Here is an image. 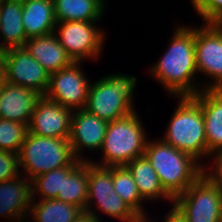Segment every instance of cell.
<instances>
[{
	"label": "cell",
	"mask_w": 222,
	"mask_h": 222,
	"mask_svg": "<svg viewBox=\"0 0 222 222\" xmlns=\"http://www.w3.org/2000/svg\"><path fill=\"white\" fill-rule=\"evenodd\" d=\"M214 154V155H213ZM210 156H214L212 158H214V168L212 167L211 170H213L212 172L210 171L207 173V167L203 166V173L214 183L218 186V188L220 189V191L222 192V149L215 151L212 153V155Z\"/></svg>",
	"instance_id": "obj_30"
},
{
	"label": "cell",
	"mask_w": 222,
	"mask_h": 222,
	"mask_svg": "<svg viewBox=\"0 0 222 222\" xmlns=\"http://www.w3.org/2000/svg\"><path fill=\"white\" fill-rule=\"evenodd\" d=\"M179 99L162 140L199 162L211 155L207 150L203 112L193 97Z\"/></svg>",
	"instance_id": "obj_3"
},
{
	"label": "cell",
	"mask_w": 222,
	"mask_h": 222,
	"mask_svg": "<svg viewBox=\"0 0 222 222\" xmlns=\"http://www.w3.org/2000/svg\"><path fill=\"white\" fill-rule=\"evenodd\" d=\"M167 51L150 70L163 87L178 97H193L203 88L194 84L197 73L195 58V29L175 28ZM193 79V80H192Z\"/></svg>",
	"instance_id": "obj_1"
},
{
	"label": "cell",
	"mask_w": 222,
	"mask_h": 222,
	"mask_svg": "<svg viewBox=\"0 0 222 222\" xmlns=\"http://www.w3.org/2000/svg\"><path fill=\"white\" fill-rule=\"evenodd\" d=\"M3 80H4L3 61H2V56L0 54V86H1V83L3 82Z\"/></svg>",
	"instance_id": "obj_33"
},
{
	"label": "cell",
	"mask_w": 222,
	"mask_h": 222,
	"mask_svg": "<svg viewBox=\"0 0 222 222\" xmlns=\"http://www.w3.org/2000/svg\"><path fill=\"white\" fill-rule=\"evenodd\" d=\"M195 58L198 72L213 79L205 90H218L222 87V33L214 24L204 23L195 28Z\"/></svg>",
	"instance_id": "obj_12"
},
{
	"label": "cell",
	"mask_w": 222,
	"mask_h": 222,
	"mask_svg": "<svg viewBox=\"0 0 222 222\" xmlns=\"http://www.w3.org/2000/svg\"><path fill=\"white\" fill-rule=\"evenodd\" d=\"M131 222H148L147 216H138L134 221Z\"/></svg>",
	"instance_id": "obj_35"
},
{
	"label": "cell",
	"mask_w": 222,
	"mask_h": 222,
	"mask_svg": "<svg viewBox=\"0 0 222 222\" xmlns=\"http://www.w3.org/2000/svg\"><path fill=\"white\" fill-rule=\"evenodd\" d=\"M126 167L131 172L143 200L167 198L173 202V198L163 189L156 171L145 155L133 159Z\"/></svg>",
	"instance_id": "obj_21"
},
{
	"label": "cell",
	"mask_w": 222,
	"mask_h": 222,
	"mask_svg": "<svg viewBox=\"0 0 222 222\" xmlns=\"http://www.w3.org/2000/svg\"><path fill=\"white\" fill-rule=\"evenodd\" d=\"M144 155L157 173L163 189L174 199L203 173V165L162 139L147 141Z\"/></svg>",
	"instance_id": "obj_2"
},
{
	"label": "cell",
	"mask_w": 222,
	"mask_h": 222,
	"mask_svg": "<svg viewBox=\"0 0 222 222\" xmlns=\"http://www.w3.org/2000/svg\"><path fill=\"white\" fill-rule=\"evenodd\" d=\"M27 133V124L0 118V150L18 154Z\"/></svg>",
	"instance_id": "obj_27"
},
{
	"label": "cell",
	"mask_w": 222,
	"mask_h": 222,
	"mask_svg": "<svg viewBox=\"0 0 222 222\" xmlns=\"http://www.w3.org/2000/svg\"><path fill=\"white\" fill-rule=\"evenodd\" d=\"M218 91L222 94V87H220V88L218 89Z\"/></svg>",
	"instance_id": "obj_38"
},
{
	"label": "cell",
	"mask_w": 222,
	"mask_h": 222,
	"mask_svg": "<svg viewBox=\"0 0 222 222\" xmlns=\"http://www.w3.org/2000/svg\"><path fill=\"white\" fill-rule=\"evenodd\" d=\"M213 24L222 33V17H220L218 20H216Z\"/></svg>",
	"instance_id": "obj_34"
},
{
	"label": "cell",
	"mask_w": 222,
	"mask_h": 222,
	"mask_svg": "<svg viewBox=\"0 0 222 222\" xmlns=\"http://www.w3.org/2000/svg\"><path fill=\"white\" fill-rule=\"evenodd\" d=\"M22 21L26 37H39L54 33L56 19L53 0H22Z\"/></svg>",
	"instance_id": "obj_19"
},
{
	"label": "cell",
	"mask_w": 222,
	"mask_h": 222,
	"mask_svg": "<svg viewBox=\"0 0 222 222\" xmlns=\"http://www.w3.org/2000/svg\"><path fill=\"white\" fill-rule=\"evenodd\" d=\"M22 0H3L0 3V52L24 47L28 38L26 37L22 21Z\"/></svg>",
	"instance_id": "obj_20"
},
{
	"label": "cell",
	"mask_w": 222,
	"mask_h": 222,
	"mask_svg": "<svg viewBox=\"0 0 222 222\" xmlns=\"http://www.w3.org/2000/svg\"><path fill=\"white\" fill-rule=\"evenodd\" d=\"M56 22H98L105 11L104 0H53Z\"/></svg>",
	"instance_id": "obj_22"
},
{
	"label": "cell",
	"mask_w": 222,
	"mask_h": 222,
	"mask_svg": "<svg viewBox=\"0 0 222 222\" xmlns=\"http://www.w3.org/2000/svg\"><path fill=\"white\" fill-rule=\"evenodd\" d=\"M59 201L76 205L85 211L88 201V161H81L66 177H63Z\"/></svg>",
	"instance_id": "obj_23"
},
{
	"label": "cell",
	"mask_w": 222,
	"mask_h": 222,
	"mask_svg": "<svg viewBox=\"0 0 222 222\" xmlns=\"http://www.w3.org/2000/svg\"><path fill=\"white\" fill-rule=\"evenodd\" d=\"M73 222H100L92 214L85 211L82 212Z\"/></svg>",
	"instance_id": "obj_32"
},
{
	"label": "cell",
	"mask_w": 222,
	"mask_h": 222,
	"mask_svg": "<svg viewBox=\"0 0 222 222\" xmlns=\"http://www.w3.org/2000/svg\"><path fill=\"white\" fill-rule=\"evenodd\" d=\"M18 159L29 181L40 174L81 162L74 156L68 138L40 137L32 133H27Z\"/></svg>",
	"instance_id": "obj_6"
},
{
	"label": "cell",
	"mask_w": 222,
	"mask_h": 222,
	"mask_svg": "<svg viewBox=\"0 0 222 222\" xmlns=\"http://www.w3.org/2000/svg\"><path fill=\"white\" fill-rule=\"evenodd\" d=\"M41 97L42 95L33 89L3 80L0 86V118L29 125Z\"/></svg>",
	"instance_id": "obj_15"
},
{
	"label": "cell",
	"mask_w": 222,
	"mask_h": 222,
	"mask_svg": "<svg viewBox=\"0 0 222 222\" xmlns=\"http://www.w3.org/2000/svg\"><path fill=\"white\" fill-rule=\"evenodd\" d=\"M194 9L206 24H213L222 17V0H202Z\"/></svg>",
	"instance_id": "obj_29"
},
{
	"label": "cell",
	"mask_w": 222,
	"mask_h": 222,
	"mask_svg": "<svg viewBox=\"0 0 222 222\" xmlns=\"http://www.w3.org/2000/svg\"><path fill=\"white\" fill-rule=\"evenodd\" d=\"M71 119L69 142L74 156L80 161H90L80 157L81 150H100L108 122L85 109L74 110Z\"/></svg>",
	"instance_id": "obj_14"
},
{
	"label": "cell",
	"mask_w": 222,
	"mask_h": 222,
	"mask_svg": "<svg viewBox=\"0 0 222 222\" xmlns=\"http://www.w3.org/2000/svg\"><path fill=\"white\" fill-rule=\"evenodd\" d=\"M137 79L131 75L111 74L90 84L85 110L107 122L134 111L133 94Z\"/></svg>",
	"instance_id": "obj_4"
},
{
	"label": "cell",
	"mask_w": 222,
	"mask_h": 222,
	"mask_svg": "<svg viewBox=\"0 0 222 222\" xmlns=\"http://www.w3.org/2000/svg\"><path fill=\"white\" fill-rule=\"evenodd\" d=\"M141 123L135 110L123 118L108 122L100 148L103 161L99 164L93 160L91 162L104 167L126 166L133 159L144 155L148 140Z\"/></svg>",
	"instance_id": "obj_5"
},
{
	"label": "cell",
	"mask_w": 222,
	"mask_h": 222,
	"mask_svg": "<svg viewBox=\"0 0 222 222\" xmlns=\"http://www.w3.org/2000/svg\"><path fill=\"white\" fill-rule=\"evenodd\" d=\"M75 167L64 166L33 178L31 180L32 200L35 202V193L40 194L41 200L56 199L58 193H62L63 177H66Z\"/></svg>",
	"instance_id": "obj_26"
},
{
	"label": "cell",
	"mask_w": 222,
	"mask_h": 222,
	"mask_svg": "<svg viewBox=\"0 0 222 222\" xmlns=\"http://www.w3.org/2000/svg\"><path fill=\"white\" fill-rule=\"evenodd\" d=\"M185 222H222V192L204 173L173 199Z\"/></svg>",
	"instance_id": "obj_7"
},
{
	"label": "cell",
	"mask_w": 222,
	"mask_h": 222,
	"mask_svg": "<svg viewBox=\"0 0 222 222\" xmlns=\"http://www.w3.org/2000/svg\"><path fill=\"white\" fill-rule=\"evenodd\" d=\"M24 47L51 75L73 63L55 33L29 38Z\"/></svg>",
	"instance_id": "obj_17"
},
{
	"label": "cell",
	"mask_w": 222,
	"mask_h": 222,
	"mask_svg": "<svg viewBox=\"0 0 222 222\" xmlns=\"http://www.w3.org/2000/svg\"><path fill=\"white\" fill-rule=\"evenodd\" d=\"M94 25L95 22L85 21L56 23V38L73 62H81L87 58L98 59L100 56L106 38L104 32Z\"/></svg>",
	"instance_id": "obj_9"
},
{
	"label": "cell",
	"mask_w": 222,
	"mask_h": 222,
	"mask_svg": "<svg viewBox=\"0 0 222 222\" xmlns=\"http://www.w3.org/2000/svg\"><path fill=\"white\" fill-rule=\"evenodd\" d=\"M112 183V167L99 166L88 161V201L85 212L100 221V217L91 208V202H96L98 209L107 216L124 222L134 221L138 215L114 192Z\"/></svg>",
	"instance_id": "obj_8"
},
{
	"label": "cell",
	"mask_w": 222,
	"mask_h": 222,
	"mask_svg": "<svg viewBox=\"0 0 222 222\" xmlns=\"http://www.w3.org/2000/svg\"><path fill=\"white\" fill-rule=\"evenodd\" d=\"M202 0H191L193 7L195 8Z\"/></svg>",
	"instance_id": "obj_37"
},
{
	"label": "cell",
	"mask_w": 222,
	"mask_h": 222,
	"mask_svg": "<svg viewBox=\"0 0 222 222\" xmlns=\"http://www.w3.org/2000/svg\"><path fill=\"white\" fill-rule=\"evenodd\" d=\"M113 189L138 216H146L135 180L126 166H112Z\"/></svg>",
	"instance_id": "obj_25"
},
{
	"label": "cell",
	"mask_w": 222,
	"mask_h": 222,
	"mask_svg": "<svg viewBox=\"0 0 222 222\" xmlns=\"http://www.w3.org/2000/svg\"><path fill=\"white\" fill-rule=\"evenodd\" d=\"M167 213V216H165V222H185L184 218L174 207H171Z\"/></svg>",
	"instance_id": "obj_31"
},
{
	"label": "cell",
	"mask_w": 222,
	"mask_h": 222,
	"mask_svg": "<svg viewBox=\"0 0 222 222\" xmlns=\"http://www.w3.org/2000/svg\"><path fill=\"white\" fill-rule=\"evenodd\" d=\"M31 184L22 176L0 182V216L14 220L29 212L32 202Z\"/></svg>",
	"instance_id": "obj_18"
},
{
	"label": "cell",
	"mask_w": 222,
	"mask_h": 222,
	"mask_svg": "<svg viewBox=\"0 0 222 222\" xmlns=\"http://www.w3.org/2000/svg\"><path fill=\"white\" fill-rule=\"evenodd\" d=\"M33 222H73L83 210L69 203L57 199L39 200L31 202L30 210Z\"/></svg>",
	"instance_id": "obj_24"
},
{
	"label": "cell",
	"mask_w": 222,
	"mask_h": 222,
	"mask_svg": "<svg viewBox=\"0 0 222 222\" xmlns=\"http://www.w3.org/2000/svg\"><path fill=\"white\" fill-rule=\"evenodd\" d=\"M17 153L0 150V182L21 176Z\"/></svg>",
	"instance_id": "obj_28"
},
{
	"label": "cell",
	"mask_w": 222,
	"mask_h": 222,
	"mask_svg": "<svg viewBox=\"0 0 222 222\" xmlns=\"http://www.w3.org/2000/svg\"><path fill=\"white\" fill-rule=\"evenodd\" d=\"M30 213H26V214H24V215H21V216H19L18 217V221H15V222H31V221H28V219H27V221H25V218L27 217V215H29ZM19 220H22V221H19Z\"/></svg>",
	"instance_id": "obj_36"
},
{
	"label": "cell",
	"mask_w": 222,
	"mask_h": 222,
	"mask_svg": "<svg viewBox=\"0 0 222 222\" xmlns=\"http://www.w3.org/2000/svg\"><path fill=\"white\" fill-rule=\"evenodd\" d=\"M0 54L5 81L45 95L50 75L25 47L10 48Z\"/></svg>",
	"instance_id": "obj_10"
},
{
	"label": "cell",
	"mask_w": 222,
	"mask_h": 222,
	"mask_svg": "<svg viewBox=\"0 0 222 222\" xmlns=\"http://www.w3.org/2000/svg\"><path fill=\"white\" fill-rule=\"evenodd\" d=\"M73 110L42 96L28 125V133L40 137L69 138Z\"/></svg>",
	"instance_id": "obj_13"
},
{
	"label": "cell",
	"mask_w": 222,
	"mask_h": 222,
	"mask_svg": "<svg viewBox=\"0 0 222 222\" xmlns=\"http://www.w3.org/2000/svg\"><path fill=\"white\" fill-rule=\"evenodd\" d=\"M80 64L81 62H73L70 66L52 73L44 96L73 111L84 109L90 83Z\"/></svg>",
	"instance_id": "obj_11"
},
{
	"label": "cell",
	"mask_w": 222,
	"mask_h": 222,
	"mask_svg": "<svg viewBox=\"0 0 222 222\" xmlns=\"http://www.w3.org/2000/svg\"><path fill=\"white\" fill-rule=\"evenodd\" d=\"M193 98L202 109L207 150L212 154L222 149V94L218 90L202 89Z\"/></svg>",
	"instance_id": "obj_16"
}]
</instances>
